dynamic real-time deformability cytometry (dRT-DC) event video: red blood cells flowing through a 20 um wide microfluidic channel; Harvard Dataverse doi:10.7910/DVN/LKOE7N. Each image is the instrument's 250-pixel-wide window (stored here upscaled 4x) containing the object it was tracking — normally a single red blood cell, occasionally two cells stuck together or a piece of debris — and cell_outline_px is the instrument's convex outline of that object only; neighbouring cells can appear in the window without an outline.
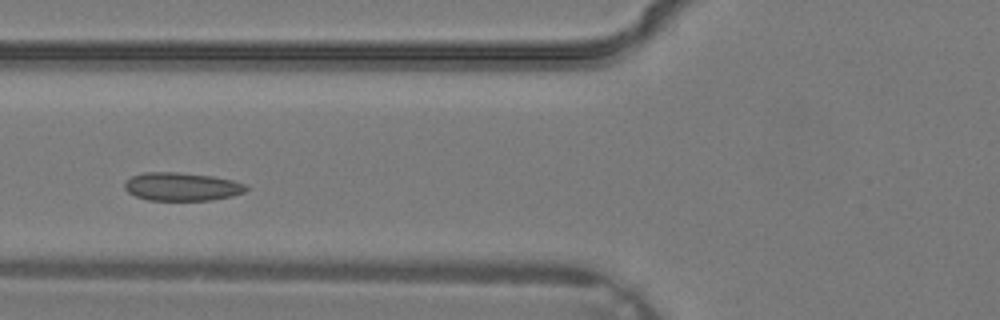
{"species": "common noctule bat (a hibernating species)", "species_latin": "Nyctalus noctula", "temperature_condition": "warm", "stored_images_in_passage": 2, "camera_frame_rate_fps": 3000, "um_per_image_px": 0.085, "animal": {"sex": "male", "body_mass_g": 19.2, "forearm_length_mm": 51.8}, "frame": {"image": 1, "passage_image": 2, "time_ms": 0.333, "image_size_px": [1000, 320], "cell_outline_px": [[248, 188], [244, 192], [232, 196], [212, 200], [148, 200], [136, 196], [128, 192], [124, 188], [124, 180], [132, 176], [144, 172], [176, 172], [212, 176], [232, 180], [244, 184]], "centroid_in_image_um": [15.42, 15.86], "position_along_channel_um": 110.4, "area_um2": 20.0}}